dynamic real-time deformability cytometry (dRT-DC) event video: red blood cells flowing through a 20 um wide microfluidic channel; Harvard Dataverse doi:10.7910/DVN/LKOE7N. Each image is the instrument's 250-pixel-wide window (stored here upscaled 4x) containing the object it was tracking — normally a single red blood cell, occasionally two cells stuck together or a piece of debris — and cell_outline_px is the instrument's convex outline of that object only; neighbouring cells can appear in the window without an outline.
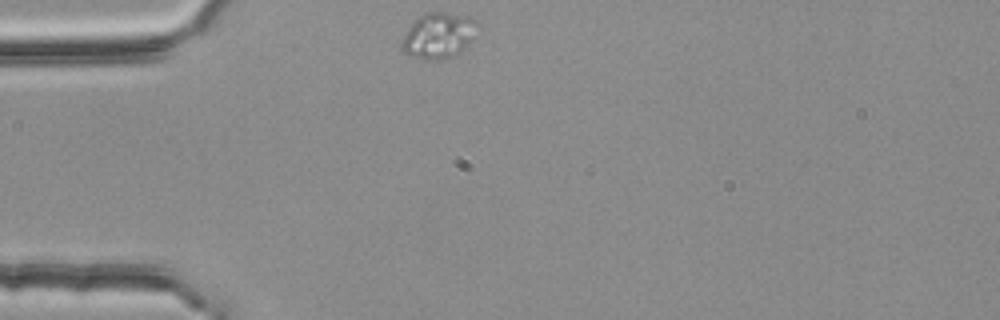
{"species": "common noctule bat (a hibernating species)", "species_latin": "Nyctalus noctula", "temperature_condition": "room temperature", "stored_images_in_passage": 45, "camera_frame_rate_fps": 3000, "um_per_image_px": 0.085, "animal": {"sex": "female", "body_mass_g": 25.1}, "frame": {"image": 1, "passage_image": 1, "time_ms": 0.0, "image_size_px": [1000, 320], "cell_outline_px": [[484, 28], [460, 52], [452, 56], [440, 60], [424, 60], [408, 56], [400, 48], [400, 44], [408, 28], [420, 16], [428, 12], [444, 12], [468, 16], [476, 20]], "centroid_in_image_um": [37.34, 3.03], "position_along_channel_um": 47.7, "area_um2": 20.69}}
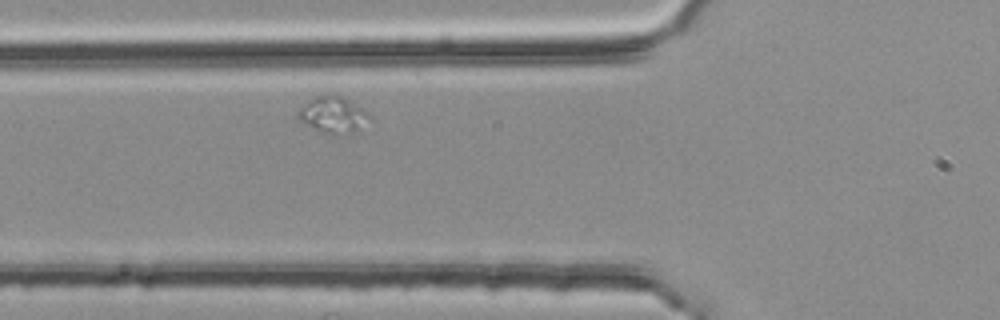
{"frame": {"image": 2, "passage_image": 7, "time_ms": 2.0, "image_size_px": [1000, 320], "cell_outline_px": [[376, 120], [356, 132], [336, 136], [332, 136], [300, 120], [296, 116], [296, 112], [300, 108], [316, 96], [344, 96], [368, 112]], "centroid_in_image_um": [28.44, 9.8], "position_along_channel_um": 97.4, "area_um2": 15.37}}
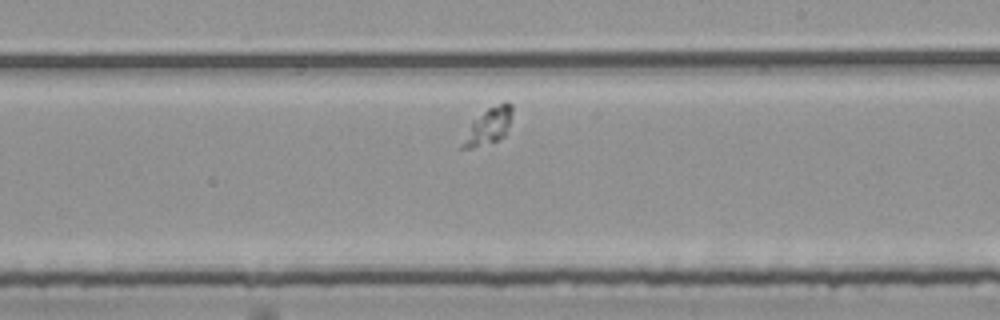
{"frame": {"image": 3, "passage_image": 20, "time_ms": 6.333, "image_size_px": [1000, 320], "cell_outline_px": [[512, 112], [504, 136], [496, 140], [472, 148], [460, 148], [460, 144], [472, 120], [488, 108], [500, 104], [512, 104]], "centroid_in_image_um": [41.46, 10.75], "position_along_channel_um": 247.5, "area_um2": 10.12}}